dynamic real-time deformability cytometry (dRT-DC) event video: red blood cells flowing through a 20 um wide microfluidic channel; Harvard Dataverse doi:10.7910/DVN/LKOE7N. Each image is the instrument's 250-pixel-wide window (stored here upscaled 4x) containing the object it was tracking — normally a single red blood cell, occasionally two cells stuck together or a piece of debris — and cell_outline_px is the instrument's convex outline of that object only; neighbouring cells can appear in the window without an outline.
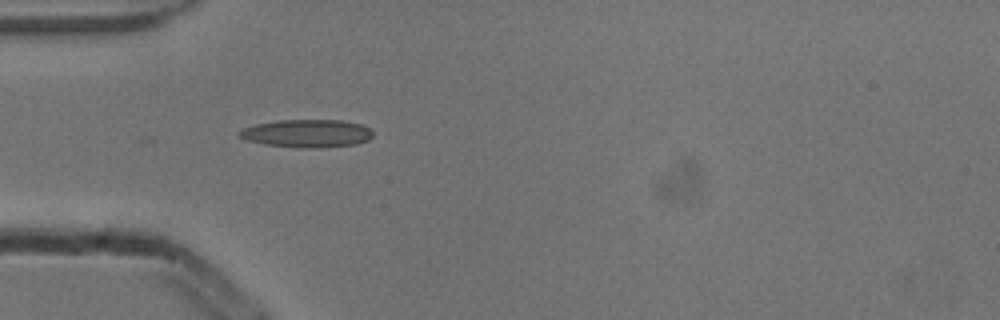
{"species": "common noctule bat (a hibernating species)", "species_latin": "Nyctalus noctula", "temperature_condition": "cold", "stored_images_in_passage": 1, "camera_frame_rate_fps": 3000, "um_per_image_px": 0.085, "animal": {"sex": "male", "body_mass_g": 13.3}, "frame": {"image": 1, "passage_image": 1, "time_ms": 0.0, "image_size_px": [1000, 320], "cell_outline_px": [[372, 136], [368, 140], [356, 144], [320, 148], [300, 148], [264, 144], [248, 140], [240, 136], [236, 132], [244, 128], [256, 124], [280, 120], [340, 120], [360, 124], [368, 128], [372, 132]], "centroid_in_image_um": [26.09, 11.34], "position_along_channel_um": 58.9, "area_um2": 21.62}}